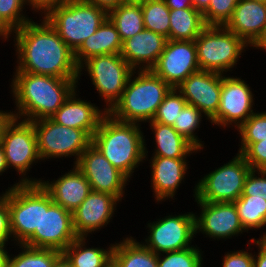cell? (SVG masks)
I'll return each instance as SVG.
<instances>
[{"instance_id": "cell-32", "label": "cell", "mask_w": 266, "mask_h": 267, "mask_svg": "<svg viewBox=\"0 0 266 267\" xmlns=\"http://www.w3.org/2000/svg\"><path fill=\"white\" fill-rule=\"evenodd\" d=\"M240 221L247 231L266 227V200L256 196H240L235 202Z\"/></svg>"}, {"instance_id": "cell-44", "label": "cell", "mask_w": 266, "mask_h": 267, "mask_svg": "<svg viewBox=\"0 0 266 267\" xmlns=\"http://www.w3.org/2000/svg\"><path fill=\"white\" fill-rule=\"evenodd\" d=\"M33 13L36 11L41 15L42 18H45L54 8L63 5L68 0H26ZM31 7V8H30Z\"/></svg>"}, {"instance_id": "cell-33", "label": "cell", "mask_w": 266, "mask_h": 267, "mask_svg": "<svg viewBox=\"0 0 266 267\" xmlns=\"http://www.w3.org/2000/svg\"><path fill=\"white\" fill-rule=\"evenodd\" d=\"M203 117L206 120L210 119L202 113L198 108L193 105L186 104L184 108L180 111L179 115L176 118V121L173 123V128L186 140H188L199 152L203 151L205 143L202 139L198 138L197 129L203 121Z\"/></svg>"}, {"instance_id": "cell-54", "label": "cell", "mask_w": 266, "mask_h": 267, "mask_svg": "<svg viewBox=\"0 0 266 267\" xmlns=\"http://www.w3.org/2000/svg\"><path fill=\"white\" fill-rule=\"evenodd\" d=\"M53 267H73L69 261L62 255Z\"/></svg>"}, {"instance_id": "cell-18", "label": "cell", "mask_w": 266, "mask_h": 267, "mask_svg": "<svg viewBox=\"0 0 266 267\" xmlns=\"http://www.w3.org/2000/svg\"><path fill=\"white\" fill-rule=\"evenodd\" d=\"M113 195L92 191L86 199L72 212L73 228L78 237H89L112 222L117 203Z\"/></svg>"}, {"instance_id": "cell-19", "label": "cell", "mask_w": 266, "mask_h": 267, "mask_svg": "<svg viewBox=\"0 0 266 267\" xmlns=\"http://www.w3.org/2000/svg\"><path fill=\"white\" fill-rule=\"evenodd\" d=\"M176 89L187 104L195 106L211 119L220 105L222 74L199 70L188 76Z\"/></svg>"}, {"instance_id": "cell-22", "label": "cell", "mask_w": 266, "mask_h": 267, "mask_svg": "<svg viewBox=\"0 0 266 267\" xmlns=\"http://www.w3.org/2000/svg\"><path fill=\"white\" fill-rule=\"evenodd\" d=\"M40 184L55 204L70 212H73L91 192L90 183L74 164L72 170L59 176L57 180H41Z\"/></svg>"}, {"instance_id": "cell-25", "label": "cell", "mask_w": 266, "mask_h": 267, "mask_svg": "<svg viewBox=\"0 0 266 267\" xmlns=\"http://www.w3.org/2000/svg\"><path fill=\"white\" fill-rule=\"evenodd\" d=\"M122 41L117 28L107 17L96 33L90 35L74 52V59L79 67L84 61L94 56L120 54Z\"/></svg>"}, {"instance_id": "cell-23", "label": "cell", "mask_w": 266, "mask_h": 267, "mask_svg": "<svg viewBox=\"0 0 266 267\" xmlns=\"http://www.w3.org/2000/svg\"><path fill=\"white\" fill-rule=\"evenodd\" d=\"M225 27L251 48L266 27V2L239 0Z\"/></svg>"}, {"instance_id": "cell-50", "label": "cell", "mask_w": 266, "mask_h": 267, "mask_svg": "<svg viewBox=\"0 0 266 267\" xmlns=\"http://www.w3.org/2000/svg\"><path fill=\"white\" fill-rule=\"evenodd\" d=\"M210 0H192V6L200 13H204L209 6Z\"/></svg>"}, {"instance_id": "cell-13", "label": "cell", "mask_w": 266, "mask_h": 267, "mask_svg": "<svg viewBox=\"0 0 266 267\" xmlns=\"http://www.w3.org/2000/svg\"><path fill=\"white\" fill-rule=\"evenodd\" d=\"M148 236L141 243L157 255L190 248L196 237L195 213L185 212L148 221ZM193 239V240H192Z\"/></svg>"}, {"instance_id": "cell-10", "label": "cell", "mask_w": 266, "mask_h": 267, "mask_svg": "<svg viewBox=\"0 0 266 267\" xmlns=\"http://www.w3.org/2000/svg\"><path fill=\"white\" fill-rule=\"evenodd\" d=\"M14 183L0 193L8 202L12 245L40 232L41 220V184Z\"/></svg>"}, {"instance_id": "cell-34", "label": "cell", "mask_w": 266, "mask_h": 267, "mask_svg": "<svg viewBox=\"0 0 266 267\" xmlns=\"http://www.w3.org/2000/svg\"><path fill=\"white\" fill-rule=\"evenodd\" d=\"M141 8L146 30L153 31L170 39V9L165 0L141 1Z\"/></svg>"}, {"instance_id": "cell-36", "label": "cell", "mask_w": 266, "mask_h": 267, "mask_svg": "<svg viewBox=\"0 0 266 267\" xmlns=\"http://www.w3.org/2000/svg\"><path fill=\"white\" fill-rule=\"evenodd\" d=\"M195 246L159 254L158 267H203L204 251Z\"/></svg>"}, {"instance_id": "cell-24", "label": "cell", "mask_w": 266, "mask_h": 267, "mask_svg": "<svg viewBox=\"0 0 266 267\" xmlns=\"http://www.w3.org/2000/svg\"><path fill=\"white\" fill-rule=\"evenodd\" d=\"M167 38L144 29L122 42L121 56L134 70H151L164 51Z\"/></svg>"}, {"instance_id": "cell-11", "label": "cell", "mask_w": 266, "mask_h": 267, "mask_svg": "<svg viewBox=\"0 0 266 267\" xmlns=\"http://www.w3.org/2000/svg\"><path fill=\"white\" fill-rule=\"evenodd\" d=\"M33 124L41 161L74 157L77 164L92 138L81 129L58 124L50 118L35 120Z\"/></svg>"}, {"instance_id": "cell-8", "label": "cell", "mask_w": 266, "mask_h": 267, "mask_svg": "<svg viewBox=\"0 0 266 267\" xmlns=\"http://www.w3.org/2000/svg\"><path fill=\"white\" fill-rule=\"evenodd\" d=\"M78 71V82L85 71L108 112L121 98L134 69L121 54H108L89 58L78 67Z\"/></svg>"}, {"instance_id": "cell-49", "label": "cell", "mask_w": 266, "mask_h": 267, "mask_svg": "<svg viewBox=\"0 0 266 267\" xmlns=\"http://www.w3.org/2000/svg\"><path fill=\"white\" fill-rule=\"evenodd\" d=\"M12 35L13 31L0 18V39L2 40V42L9 41L10 38L12 39Z\"/></svg>"}, {"instance_id": "cell-3", "label": "cell", "mask_w": 266, "mask_h": 267, "mask_svg": "<svg viewBox=\"0 0 266 267\" xmlns=\"http://www.w3.org/2000/svg\"><path fill=\"white\" fill-rule=\"evenodd\" d=\"M141 129V124L122 122L107 113L92 136V144L129 180L148 158Z\"/></svg>"}, {"instance_id": "cell-30", "label": "cell", "mask_w": 266, "mask_h": 267, "mask_svg": "<svg viewBox=\"0 0 266 267\" xmlns=\"http://www.w3.org/2000/svg\"><path fill=\"white\" fill-rule=\"evenodd\" d=\"M108 18L117 28L122 42L145 29L141 2L122 3L108 11Z\"/></svg>"}, {"instance_id": "cell-53", "label": "cell", "mask_w": 266, "mask_h": 267, "mask_svg": "<svg viewBox=\"0 0 266 267\" xmlns=\"http://www.w3.org/2000/svg\"><path fill=\"white\" fill-rule=\"evenodd\" d=\"M255 49L265 50L266 52V27L264 29L263 34L260 36V38L256 41V43L251 47Z\"/></svg>"}, {"instance_id": "cell-46", "label": "cell", "mask_w": 266, "mask_h": 267, "mask_svg": "<svg viewBox=\"0 0 266 267\" xmlns=\"http://www.w3.org/2000/svg\"><path fill=\"white\" fill-rule=\"evenodd\" d=\"M88 3L94 4L105 9L107 12L125 3V0H85Z\"/></svg>"}, {"instance_id": "cell-31", "label": "cell", "mask_w": 266, "mask_h": 267, "mask_svg": "<svg viewBox=\"0 0 266 267\" xmlns=\"http://www.w3.org/2000/svg\"><path fill=\"white\" fill-rule=\"evenodd\" d=\"M15 246L21 250L16 255H9L7 267H53L62 256L61 252L53 249L33 248L24 244Z\"/></svg>"}, {"instance_id": "cell-5", "label": "cell", "mask_w": 266, "mask_h": 267, "mask_svg": "<svg viewBox=\"0 0 266 267\" xmlns=\"http://www.w3.org/2000/svg\"><path fill=\"white\" fill-rule=\"evenodd\" d=\"M107 17L108 12L99 6L85 0H68L54 8L45 19L75 52Z\"/></svg>"}, {"instance_id": "cell-6", "label": "cell", "mask_w": 266, "mask_h": 267, "mask_svg": "<svg viewBox=\"0 0 266 267\" xmlns=\"http://www.w3.org/2000/svg\"><path fill=\"white\" fill-rule=\"evenodd\" d=\"M200 70L225 75L232 72L249 46L225 26H207L194 40Z\"/></svg>"}, {"instance_id": "cell-15", "label": "cell", "mask_w": 266, "mask_h": 267, "mask_svg": "<svg viewBox=\"0 0 266 267\" xmlns=\"http://www.w3.org/2000/svg\"><path fill=\"white\" fill-rule=\"evenodd\" d=\"M76 166L83 172L92 191L111 194L120 202L125 198L126 186L129 185L130 180L92 143L81 154Z\"/></svg>"}, {"instance_id": "cell-17", "label": "cell", "mask_w": 266, "mask_h": 267, "mask_svg": "<svg viewBox=\"0 0 266 267\" xmlns=\"http://www.w3.org/2000/svg\"><path fill=\"white\" fill-rule=\"evenodd\" d=\"M199 70L195 41L170 39L151 68V71L171 88H176L188 76Z\"/></svg>"}, {"instance_id": "cell-39", "label": "cell", "mask_w": 266, "mask_h": 267, "mask_svg": "<svg viewBox=\"0 0 266 267\" xmlns=\"http://www.w3.org/2000/svg\"><path fill=\"white\" fill-rule=\"evenodd\" d=\"M239 0H210L208 9L203 13L207 26H225L232 18Z\"/></svg>"}, {"instance_id": "cell-28", "label": "cell", "mask_w": 266, "mask_h": 267, "mask_svg": "<svg viewBox=\"0 0 266 267\" xmlns=\"http://www.w3.org/2000/svg\"><path fill=\"white\" fill-rule=\"evenodd\" d=\"M88 240L87 237H77L62 255L73 267H111L114 244L111 243L106 249L89 247Z\"/></svg>"}, {"instance_id": "cell-12", "label": "cell", "mask_w": 266, "mask_h": 267, "mask_svg": "<svg viewBox=\"0 0 266 267\" xmlns=\"http://www.w3.org/2000/svg\"><path fill=\"white\" fill-rule=\"evenodd\" d=\"M77 237L73 228L72 212L55 204L41 185L40 232H34L23 244L62 253Z\"/></svg>"}, {"instance_id": "cell-42", "label": "cell", "mask_w": 266, "mask_h": 267, "mask_svg": "<svg viewBox=\"0 0 266 267\" xmlns=\"http://www.w3.org/2000/svg\"><path fill=\"white\" fill-rule=\"evenodd\" d=\"M248 242V250L225 252L224 257L222 256V267H254V253H252V250L250 252L252 239Z\"/></svg>"}, {"instance_id": "cell-2", "label": "cell", "mask_w": 266, "mask_h": 267, "mask_svg": "<svg viewBox=\"0 0 266 267\" xmlns=\"http://www.w3.org/2000/svg\"><path fill=\"white\" fill-rule=\"evenodd\" d=\"M13 74L10 93L16 110L12 115L30 122L50 118L80 85L78 78L63 79L28 72Z\"/></svg>"}, {"instance_id": "cell-21", "label": "cell", "mask_w": 266, "mask_h": 267, "mask_svg": "<svg viewBox=\"0 0 266 267\" xmlns=\"http://www.w3.org/2000/svg\"><path fill=\"white\" fill-rule=\"evenodd\" d=\"M77 91L80 92L79 89H75L50 119L70 128L84 130L92 138L108 112L103 106L100 109V106L91 101L82 100Z\"/></svg>"}, {"instance_id": "cell-27", "label": "cell", "mask_w": 266, "mask_h": 267, "mask_svg": "<svg viewBox=\"0 0 266 267\" xmlns=\"http://www.w3.org/2000/svg\"><path fill=\"white\" fill-rule=\"evenodd\" d=\"M132 236L113 243L111 267H158V255Z\"/></svg>"}, {"instance_id": "cell-29", "label": "cell", "mask_w": 266, "mask_h": 267, "mask_svg": "<svg viewBox=\"0 0 266 267\" xmlns=\"http://www.w3.org/2000/svg\"><path fill=\"white\" fill-rule=\"evenodd\" d=\"M206 27L203 14L193 7L170 10V40L194 41Z\"/></svg>"}, {"instance_id": "cell-48", "label": "cell", "mask_w": 266, "mask_h": 267, "mask_svg": "<svg viewBox=\"0 0 266 267\" xmlns=\"http://www.w3.org/2000/svg\"><path fill=\"white\" fill-rule=\"evenodd\" d=\"M12 117L13 115H12L11 110H6V111L0 110V142H1L3 129Z\"/></svg>"}, {"instance_id": "cell-9", "label": "cell", "mask_w": 266, "mask_h": 267, "mask_svg": "<svg viewBox=\"0 0 266 267\" xmlns=\"http://www.w3.org/2000/svg\"><path fill=\"white\" fill-rule=\"evenodd\" d=\"M235 155L232 160L205 174L194 184L195 201L235 202L242 195L251 167L241 154Z\"/></svg>"}, {"instance_id": "cell-14", "label": "cell", "mask_w": 266, "mask_h": 267, "mask_svg": "<svg viewBox=\"0 0 266 267\" xmlns=\"http://www.w3.org/2000/svg\"><path fill=\"white\" fill-rule=\"evenodd\" d=\"M226 75H222L220 105L217 113L210 119V123L224 129L230 126L238 129L256 112L253 109L255 98L245 80L241 77Z\"/></svg>"}, {"instance_id": "cell-4", "label": "cell", "mask_w": 266, "mask_h": 267, "mask_svg": "<svg viewBox=\"0 0 266 267\" xmlns=\"http://www.w3.org/2000/svg\"><path fill=\"white\" fill-rule=\"evenodd\" d=\"M171 87L151 70H134L121 98L108 111L122 122L143 124L152 121Z\"/></svg>"}, {"instance_id": "cell-35", "label": "cell", "mask_w": 266, "mask_h": 267, "mask_svg": "<svg viewBox=\"0 0 266 267\" xmlns=\"http://www.w3.org/2000/svg\"><path fill=\"white\" fill-rule=\"evenodd\" d=\"M241 154L251 143L266 139V111L254 112L238 129ZM241 140V141H240Z\"/></svg>"}, {"instance_id": "cell-16", "label": "cell", "mask_w": 266, "mask_h": 267, "mask_svg": "<svg viewBox=\"0 0 266 267\" xmlns=\"http://www.w3.org/2000/svg\"><path fill=\"white\" fill-rule=\"evenodd\" d=\"M194 202H197L200 208V213H195L196 235L202 233L206 238L226 241L247 232L240 221L234 202Z\"/></svg>"}, {"instance_id": "cell-1", "label": "cell", "mask_w": 266, "mask_h": 267, "mask_svg": "<svg viewBox=\"0 0 266 267\" xmlns=\"http://www.w3.org/2000/svg\"><path fill=\"white\" fill-rule=\"evenodd\" d=\"M42 19L37 22L32 20L13 31V45L17 57L15 72L50 75L63 79L78 78L79 71L74 52L46 19Z\"/></svg>"}, {"instance_id": "cell-52", "label": "cell", "mask_w": 266, "mask_h": 267, "mask_svg": "<svg viewBox=\"0 0 266 267\" xmlns=\"http://www.w3.org/2000/svg\"><path fill=\"white\" fill-rule=\"evenodd\" d=\"M7 170H9V167L6 162L4 148L0 143V175L2 176V174Z\"/></svg>"}, {"instance_id": "cell-51", "label": "cell", "mask_w": 266, "mask_h": 267, "mask_svg": "<svg viewBox=\"0 0 266 267\" xmlns=\"http://www.w3.org/2000/svg\"><path fill=\"white\" fill-rule=\"evenodd\" d=\"M7 246V244H0V267H7L9 257Z\"/></svg>"}, {"instance_id": "cell-7", "label": "cell", "mask_w": 266, "mask_h": 267, "mask_svg": "<svg viewBox=\"0 0 266 267\" xmlns=\"http://www.w3.org/2000/svg\"><path fill=\"white\" fill-rule=\"evenodd\" d=\"M0 143L4 148L8 167L15 169L19 174L18 182L40 184L41 178H29L27 175L34 163L41 162L33 124L30 121L12 117L3 129Z\"/></svg>"}, {"instance_id": "cell-47", "label": "cell", "mask_w": 266, "mask_h": 267, "mask_svg": "<svg viewBox=\"0 0 266 267\" xmlns=\"http://www.w3.org/2000/svg\"><path fill=\"white\" fill-rule=\"evenodd\" d=\"M165 2L170 10H180L193 7L192 0H165Z\"/></svg>"}, {"instance_id": "cell-40", "label": "cell", "mask_w": 266, "mask_h": 267, "mask_svg": "<svg viewBox=\"0 0 266 267\" xmlns=\"http://www.w3.org/2000/svg\"><path fill=\"white\" fill-rule=\"evenodd\" d=\"M241 196H256L266 200V170H250Z\"/></svg>"}, {"instance_id": "cell-20", "label": "cell", "mask_w": 266, "mask_h": 267, "mask_svg": "<svg viewBox=\"0 0 266 267\" xmlns=\"http://www.w3.org/2000/svg\"><path fill=\"white\" fill-rule=\"evenodd\" d=\"M149 159L151 168V189L155 202L162 203L169 199L172 201L177 194V189L184 182L188 173L186 158H168L152 156ZM172 199V200H170Z\"/></svg>"}, {"instance_id": "cell-43", "label": "cell", "mask_w": 266, "mask_h": 267, "mask_svg": "<svg viewBox=\"0 0 266 267\" xmlns=\"http://www.w3.org/2000/svg\"><path fill=\"white\" fill-rule=\"evenodd\" d=\"M10 240L13 241L8 202L0 194V244H8Z\"/></svg>"}, {"instance_id": "cell-37", "label": "cell", "mask_w": 266, "mask_h": 267, "mask_svg": "<svg viewBox=\"0 0 266 267\" xmlns=\"http://www.w3.org/2000/svg\"><path fill=\"white\" fill-rule=\"evenodd\" d=\"M187 104L181 93L176 88H171L165 95L163 102L150 122L173 126L180 111Z\"/></svg>"}, {"instance_id": "cell-26", "label": "cell", "mask_w": 266, "mask_h": 267, "mask_svg": "<svg viewBox=\"0 0 266 267\" xmlns=\"http://www.w3.org/2000/svg\"><path fill=\"white\" fill-rule=\"evenodd\" d=\"M153 132L156 146L152 156L168 158H187L199 151L172 126L158 122H148Z\"/></svg>"}, {"instance_id": "cell-41", "label": "cell", "mask_w": 266, "mask_h": 267, "mask_svg": "<svg viewBox=\"0 0 266 267\" xmlns=\"http://www.w3.org/2000/svg\"><path fill=\"white\" fill-rule=\"evenodd\" d=\"M241 155L252 170H266V139L251 143Z\"/></svg>"}, {"instance_id": "cell-55", "label": "cell", "mask_w": 266, "mask_h": 267, "mask_svg": "<svg viewBox=\"0 0 266 267\" xmlns=\"http://www.w3.org/2000/svg\"><path fill=\"white\" fill-rule=\"evenodd\" d=\"M141 1H144V0H125V2H141Z\"/></svg>"}, {"instance_id": "cell-38", "label": "cell", "mask_w": 266, "mask_h": 267, "mask_svg": "<svg viewBox=\"0 0 266 267\" xmlns=\"http://www.w3.org/2000/svg\"><path fill=\"white\" fill-rule=\"evenodd\" d=\"M26 0H0V18L12 30L20 29L24 24L32 21L26 13Z\"/></svg>"}, {"instance_id": "cell-45", "label": "cell", "mask_w": 266, "mask_h": 267, "mask_svg": "<svg viewBox=\"0 0 266 267\" xmlns=\"http://www.w3.org/2000/svg\"><path fill=\"white\" fill-rule=\"evenodd\" d=\"M252 243L258 247L257 254L254 252V267H266V231L257 240L252 238Z\"/></svg>"}]
</instances>
